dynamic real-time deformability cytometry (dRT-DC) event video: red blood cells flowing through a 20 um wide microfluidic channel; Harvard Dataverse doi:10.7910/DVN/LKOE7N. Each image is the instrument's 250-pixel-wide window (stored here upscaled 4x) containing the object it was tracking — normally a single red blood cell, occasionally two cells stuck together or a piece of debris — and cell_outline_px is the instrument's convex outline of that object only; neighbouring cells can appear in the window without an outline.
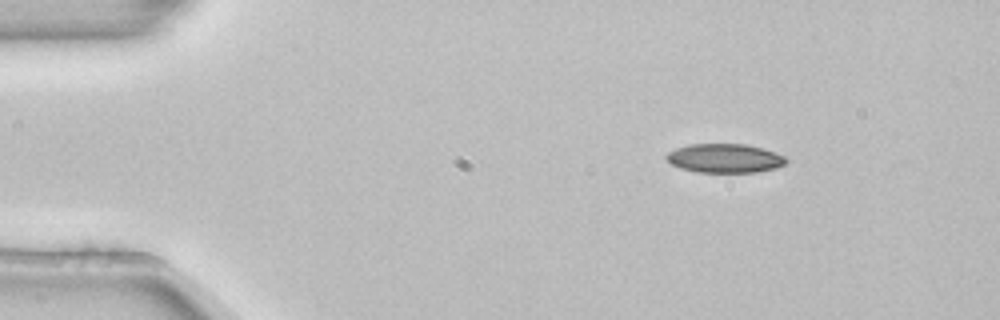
{"species": "common noctule bat (a hibernating species)", "species_latin": "Nyctalus noctula", "temperature_condition": "room temperature", "stored_images_in_passage": 3, "camera_frame_rate_fps": 3000, "um_per_image_px": 0.085, "animal": {"sex": "female", "body_mass_g": 22.7, "forearm_length_mm": 54.2}, "frame": {"image": 1, "passage_image": 1, "time_ms": 0.0, "image_size_px": [1000, 320], "cell_outline_px": [[788, 160], [784, 164], [776, 168], [756, 172], [696, 172], [680, 168], [672, 164], [664, 156], [668, 152], [676, 148], [688, 144], [744, 144], [764, 148], [776, 152], [784, 156]], "centroid_in_image_um": [61.6, 13.45], "position_along_channel_um": 23.4, "area_um2": 20.29}}